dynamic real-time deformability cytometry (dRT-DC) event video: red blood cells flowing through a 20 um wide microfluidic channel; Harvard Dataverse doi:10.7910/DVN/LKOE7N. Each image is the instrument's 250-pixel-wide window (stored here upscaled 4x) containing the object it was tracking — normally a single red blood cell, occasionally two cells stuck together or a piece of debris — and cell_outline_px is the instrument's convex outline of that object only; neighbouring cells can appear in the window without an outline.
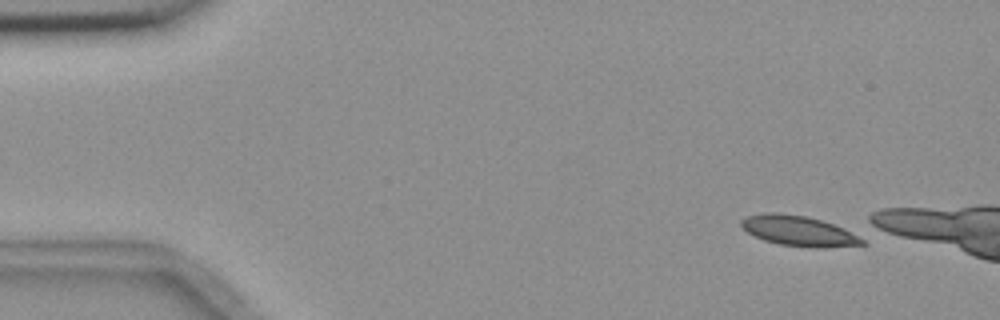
{"species": "common noctule bat (a hibernating species)", "species_latin": "Nyctalus noctula", "temperature_condition": "room temperature", "stored_images_in_passage": 3, "camera_frame_rate_fps": 3000, "um_per_image_px": 0.085, "animal": {"sex": "female", "body_mass_g": 18.4}, "frame": {"image": 1, "passage_image": 1, "time_ms": 0.0, "image_size_px": [1000, 320], "cell_outline_px": [[868, 244], [816, 248], [780, 244], [764, 240], [748, 232], [740, 224], [740, 220], [744, 216], [764, 212], [776, 212], [808, 216], [844, 228], [864, 240]], "centroid_in_image_um": [67.85, 19.61], "position_along_channel_um": 17.1, "area_um2": 21.21}}